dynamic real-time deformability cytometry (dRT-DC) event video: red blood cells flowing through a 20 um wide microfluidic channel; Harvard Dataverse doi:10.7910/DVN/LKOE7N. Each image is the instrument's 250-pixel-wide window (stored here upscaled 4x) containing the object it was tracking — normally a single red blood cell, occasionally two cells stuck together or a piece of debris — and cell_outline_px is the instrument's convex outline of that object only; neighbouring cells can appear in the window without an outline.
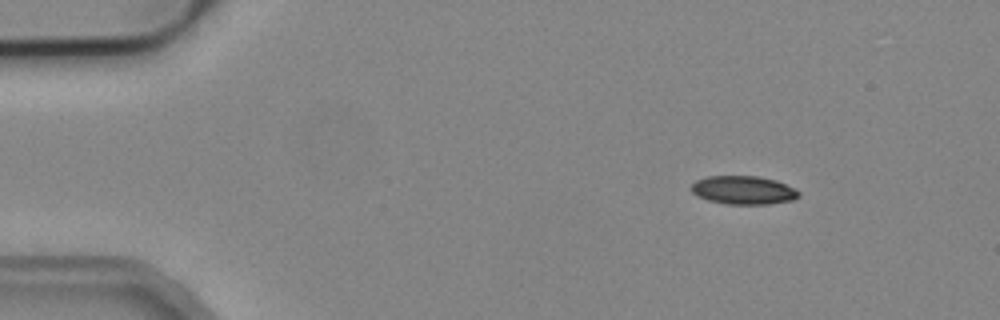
{"species": "common noctule bat (a hibernating species)", "species_latin": "Nyctalus noctula", "temperature_condition": "cold", "stored_images_in_passage": 6, "camera_frame_rate_fps": 3000, "um_per_image_px": 0.085, "animal": {"sex": "male", "body_mass_g": 19.2, "forearm_length_mm": 51.8}, "frame": {"image": 1, "passage_image": 1, "time_ms": 0.0, "image_size_px": [1000, 320], "cell_outline_px": [[800, 196], [796, 200], [768, 204], [728, 204], [708, 200], [696, 196], [688, 188], [696, 180], [708, 176], [756, 176], [776, 180], [796, 188], [800, 192]], "centroid_in_image_um": [63.21, 16.16], "position_along_channel_um": 21.8, "area_um2": 18.09}}
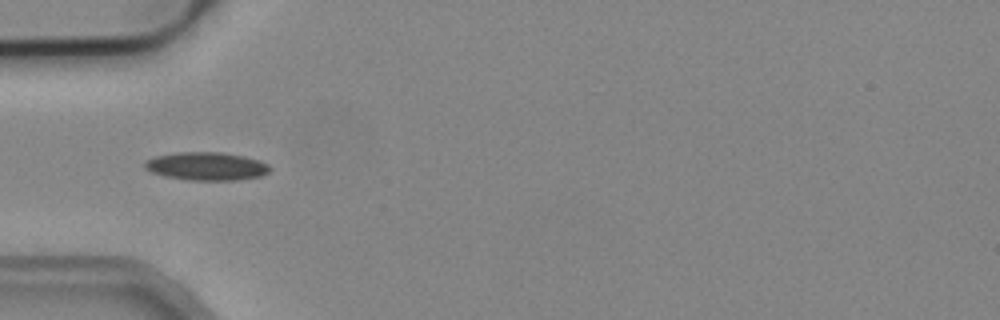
{"frame": {"image": 2, "passage_image": 4, "time_ms": 1.0, "image_size_px": [1000, 320], "cell_outline_px": [[272, 168], [268, 172], [260, 176], [232, 180], [192, 180], [164, 176], [152, 172], [144, 168], [144, 160], [156, 156], [176, 152], [220, 152], [244, 156], [268, 164]], "centroid_in_image_um": [17.51, 14.12], "position_along_channel_um": 67.5, "area_um2": 20.4}}